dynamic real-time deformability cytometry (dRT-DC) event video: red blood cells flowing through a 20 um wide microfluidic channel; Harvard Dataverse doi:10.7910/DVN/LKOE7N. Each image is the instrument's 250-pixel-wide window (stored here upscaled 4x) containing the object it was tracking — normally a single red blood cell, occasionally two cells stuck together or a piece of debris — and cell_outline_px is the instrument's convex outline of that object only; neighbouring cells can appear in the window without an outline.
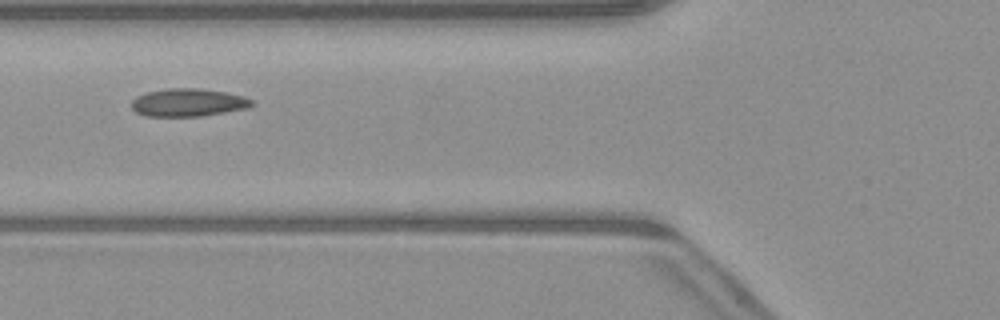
{"species": "common noctule bat (a hibernating species)", "species_latin": "Nyctalus noctula", "temperature_condition": "warm", "stored_images_in_passage": 4, "camera_frame_rate_fps": 3000, "um_per_image_px": 0.085, "animal": {"sex": "male", "body_mass_g": 23.1, "forearm_length_mm": 52.7}, "frame": {"image": 1, "passage_image": 4, "time_ms": 3.667, "image_size_px": [1000, 320], "cell_outline_px": [[256, 104], [248, 108], [200, 116], [144, 116], [136, 112], [132, 108], [132, 100], [136, 96], [148, 92], [164, 88], [200, 88], [224, 92], [244, 96], [252, 100]], "centroid_in_image_um": [15.99, 8.71], "position_along_channel_um": 109.8, "area_um2": 19.59}}